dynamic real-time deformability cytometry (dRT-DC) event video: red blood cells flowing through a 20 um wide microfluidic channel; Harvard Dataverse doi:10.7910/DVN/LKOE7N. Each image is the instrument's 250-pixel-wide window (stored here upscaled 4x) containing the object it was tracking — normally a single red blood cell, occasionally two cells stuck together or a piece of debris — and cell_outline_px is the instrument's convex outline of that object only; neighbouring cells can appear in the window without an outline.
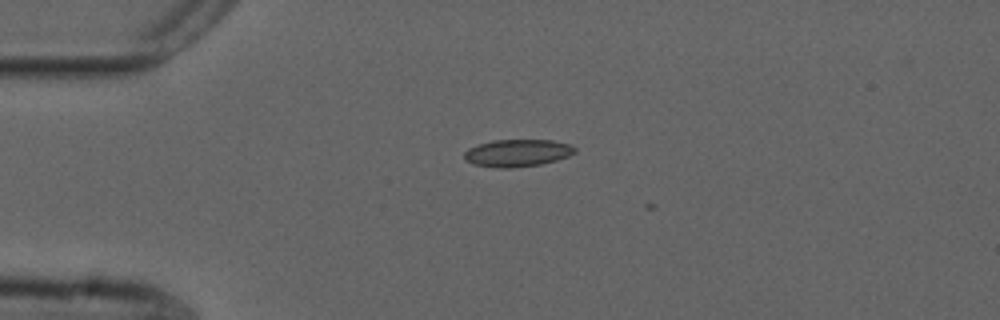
{"species": "common noctule bat (a hibernating species)", "species_latin": "Nyctalus noctula", "temperature_condition": "cold", "stored_images_in_passage": 3, "camera_frame_rate_fps": 3000, "um_per_image_px": 0.085, "animal": {"sex": "male", "forearm_length_mm": 52.5}, "frame": {"image": 1, "passage_image": 1, "time_ms": 0.0, "image_size_px": [1000, 320], "cell_outline_px": [[576, 152], [568, 156], [556, 160], [540, 164], [512, 168], [500, 168], [472, 164], [464, 156], [464, 152], [468, 148], [492, 140], [552, 140], [568, 144], [576, 148]], "centroid_in_image_um": [43.98, 13.0], "position_along_channel_um": 41.0, "area_um2": 17.46}}